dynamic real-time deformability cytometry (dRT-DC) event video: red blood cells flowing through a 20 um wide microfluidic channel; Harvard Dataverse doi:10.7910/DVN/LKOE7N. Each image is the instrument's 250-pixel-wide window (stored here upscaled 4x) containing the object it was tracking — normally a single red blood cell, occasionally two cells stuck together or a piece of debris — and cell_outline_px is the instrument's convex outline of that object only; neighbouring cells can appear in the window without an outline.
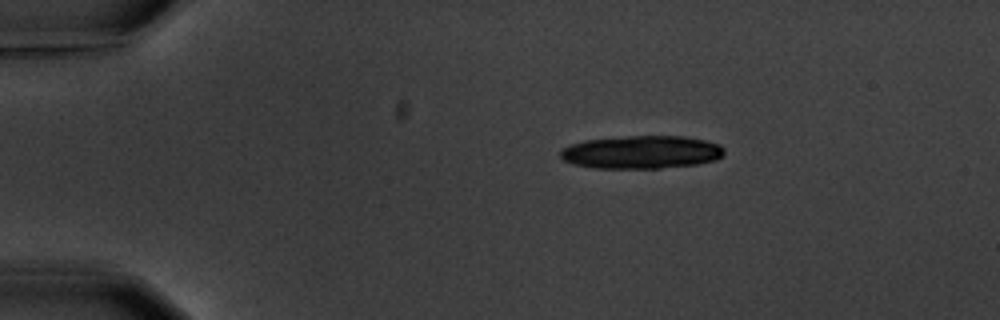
{"species": "common noctule bat (a hibernating species)", "species_latin": "Nyctalus noctula", "temperature_condition": "warm", "stored_images_in_passage": 5, "camera_frame_rate_fps": 3000, "um_per_image_px": 0.085, "animal": {"sex": "male", "body_mass_g": 20.1, "forearm_length_mm": 53.5}, "frame": {"image": 1, "passage_image": 1, "time_ms": 0.0, "image_size_px": [1000, 320], "cell_outline_px": [[724, 152], [716, 160], [696, 164], [660, 168], [596, 168], [572, 164], [564, 160], [560, 156], [560, 152], [568, 144], [584, 140], [628, 136], [684, 136], [704, 140], [720, 144], [724, 148]], "centroid_in_image_um": [54.51, 12.93], "position_along_channel_um": 30.5, "area_um2": 31.56}}